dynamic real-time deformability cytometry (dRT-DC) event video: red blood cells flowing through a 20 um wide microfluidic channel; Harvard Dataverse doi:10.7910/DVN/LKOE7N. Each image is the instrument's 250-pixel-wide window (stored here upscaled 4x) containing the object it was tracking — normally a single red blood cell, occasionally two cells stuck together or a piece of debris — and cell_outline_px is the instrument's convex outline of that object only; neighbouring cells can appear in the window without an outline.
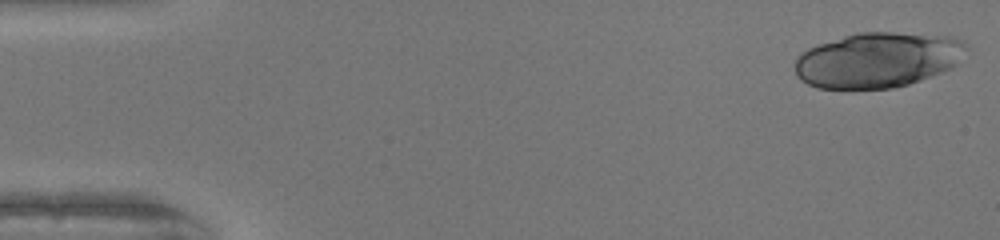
{"species": "human", "species_latin": "Homo sapiens", "temperature_condition": "warm", "stored_images_in_passage": 43, "camera_frame_rate_fps": 3000, "um_per_image_px": 0.085, "donor": {"sex": "female"}, "frame": {"image": 1, "passage_image": 1, "time_ms": 0.0, "image_size_px": [1000, 240], "cell_outline_px": [[968, 48], [956, 64], [952, 68], [920, 80], [896, 88], [816, 88], [800, 80], [796, 76], [796, 60], [800, 52], [816, 44], [856, 32], [892, 32], [948, 36], [964, 40], [968, 44]], "centroid_in_image_um": [74.6, 5.08], "position_along_channel_um": 10.4, "area_um2": 55.43}}
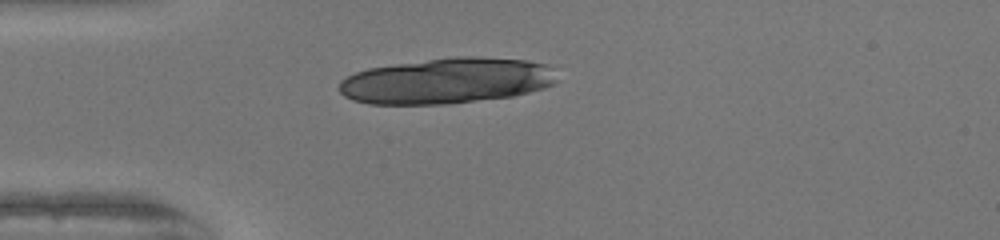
{"frame": {"image": 2, "passage_image": 13, "time_ms": 4.0, "image_size_px": [1000, 240], "cell_outline_px": [[556, 84], [544, 88], [512, 96], [448, 104], [368, 104], [352, 100], [344, 96], [336, 88], [340, 80], [356, 72], [368, 68], [456, 56], [472, 56], [528, 60], [544, 64], [556, 80]], "centroid_in_image_um": [37.9, 6.88], "position_along_channel_um": 47.1, "area_um2": 57.8}}